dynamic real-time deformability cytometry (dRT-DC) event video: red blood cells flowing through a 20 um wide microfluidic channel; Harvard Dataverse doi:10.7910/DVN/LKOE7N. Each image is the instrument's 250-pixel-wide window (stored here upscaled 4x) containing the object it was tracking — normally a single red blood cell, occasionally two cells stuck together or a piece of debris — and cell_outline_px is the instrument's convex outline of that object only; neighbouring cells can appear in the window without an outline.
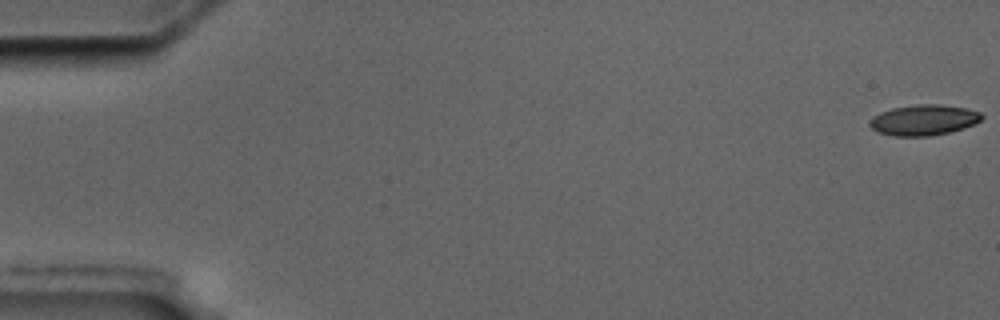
{"species": "common noctule bat (a hibernating species)", "species_latin": "Nyctalus noctula", "temperature_condition": "cold", "stored_images_in_passage": 57, "camera_frame_rate_fps": 3000, "um_per_image_px": 0.085, "animal": {"sex": "male", "body_mass_g": 17.5, "forearm_length_mm": 52.3}, "frame": {"image": 1, "passage_image": 1, "time_ms": 0.0, "image_size_px": [1000, 320], "cell_outline_px": [[984, 116], [980, 120], [964, 128], [948, 132], [928, 136], [896, 136], [880, 132], [872, 128], [868, 124], [868, 120], [872, 116], [880, 112], [892, 108], [916, 104], [940, 104], [968, 108], [980, 112]], "centroid_in_image_um": [78.5, 10.18], "position_along_channel_um": 6.5, "area_um2": 20.0}}
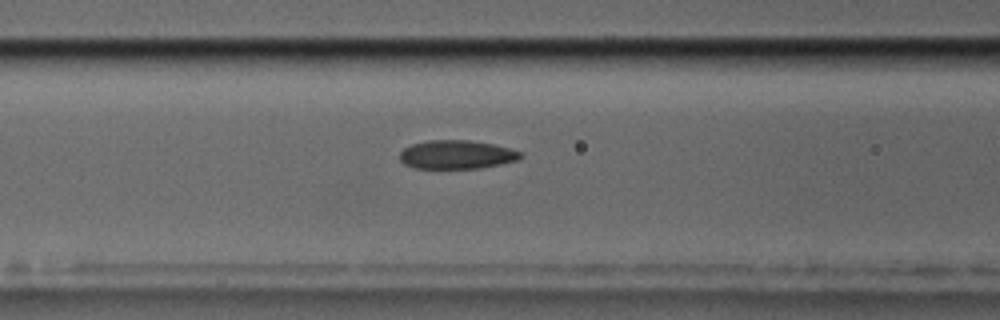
{"frame": {"image": 2, "passage_image": 24, "time_ms": 7.667, "image_size_px": [1000, 320], "cell_outline_px": [[524, 156], [516, 160], [500, 164], [480, 168], [416, 168], [404, 164], [400, 160], [400, 152], [404, 148], [412, 144], [428, 140], [468, 140], [492, 144], [508, 148], [520, 152]], "centroid_in_image_um": [38.79, 13.14], "position_along_channel_um": 127.8, "area_um2": 20.0}}
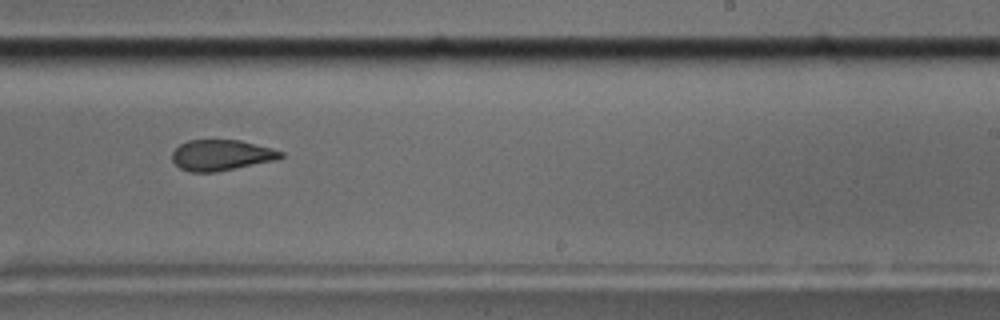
{"frame": {"image": 3, "passage_image": 36, "time_ms": 11.667, "image_size_px": [1000, 320], "cell_outline_px": [[284, 156], [276, 160], [216, 172], [188, 172], [180, 168], [172, 160], [172, 152], [180, 144], [188, 140], [240, 140], [272, 148], [284, 152]], "centroid_in_image_um": [18.81, 13.19], "position_along_channel_um": 270.2, "area_um2": 19.54}, "authors_computed_cell_mechanics": {"area_um2": 20.6346, "velocity_mm_per_s": 3.5701, "shape_relaxation_time_tau1_ms": 7.7273, "shape_relaxation_time_tau2_ms": 4.1679, "deformation_change_tau1": 0.1614, "deformation_change_tau2": 0.1091}}